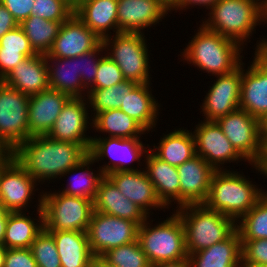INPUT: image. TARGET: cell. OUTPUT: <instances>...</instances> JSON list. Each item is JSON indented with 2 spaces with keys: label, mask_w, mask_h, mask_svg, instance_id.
Instances as JSON below:
<instances>
[{
  "label": "cell",
  "mask_w": 267,
  "mask_h": 267,
  "mask_svg": "<svg viewBox=\"0 0 267 267\" xmlns=\"http://www.w3.org/2000/svg\"><path fill=\"white\" fill-rule=\"evenodd\" d=\"M241 262L267 264V239L241 240Z\"/></svg>",
  "instance_id": "ee69618b"
},
{
  "label": "cell",
  "mask_w": 267,
  "mask_h": 267,
  "mask_svg": "<svg viewBox=\"0 0 267 267\" xmlns=\"http://www.w3.org/2000/svg\"><path fill=\"white\" fill-rule=\"evenodd\" d=\"M18 24L31 16L34 0H0Z\"/></svg>",
  "instance_id": "bcb514c9"
},
{
  "label": "cell",
  "mask_w": 267,
  "mask_h": 267,
  "mask_svg": "<svg viewBox=\"0 0 267 267\" xmlns=\"http://www.w3.org/2000/svg\"><path fill=\"white\" fill-rule=\"evenodd\" d=\"M38 185V182L13 158L1 172L0 202L9 212L28 210L27 207H30L33 200L32 196L39 190Z\"/></svg>",
  "instance_id": "e0dca14e"
},
{
  "label": "cell",
  "mask_w": 267,
  "mask_h": 267,
  "mask_svg": "<svg viewBox=\"0 0 267 267\" xmlns=\"http://www.w3.org/2000/svg\"><path fill=\"white\" fill-rule=\"evenodd\" d=\"M29 97L0 81V140L10 151L28 140Z\"/></svg>",
  "instance_id": "8fae6325"
},
{
  "label": "cell",
  "mask_w": 267,
  "mask_h": 267,
  "mask_svg": "<svg viewBox=\"0 0 267 267\" xmlns=\"http://www.w3.org/2000/svg\"><path fill=\"white\" fill-rule=\"evenodd\" d=\"M192 37L179 54L184 58L183 63L195 65L209 76L231 73L241 65L243 47L234 40L212 32L202 24Z\"/></svg>",
  "instance_id": "7a4b0ae2"
},
{
  "label": "cell",
  "mask_w": 267,
  "mask_h": 267,
  "mask_svg": "<svg viewBox=\"0 0 267 267\" xmlns=\"http://www.w3.org/2000/svg\"><path fill=\"white\" fill-rule=\"evenodd\" d=\"M242 174L234 169L215 171L204 205L237 222L265 192Z\"/></svg>",
  "instance_id": "277c9868"
},
{
  "label": "cell",
  "mask_w": 267,
  "mask_h": 267,
  "mask_svg": "<svg viewBox=\"0 0 267 267\" xmlns=\"http://www.w3.org/2000/svg\"><path fill=\"white\" fill-rule=\"evenodd\" d=\"M5 230H6V225H0V245H3Z\"/></svg>",
  "instance_id": "91938a15"
},
{
  "label": "cell",
  "mask_w": 267,
  "mask_h": 267,
  "mask_svg": "<svg viewBox=\"0 0 267 267\" xmlns=\"http://www.w3.org/2000/svg\"><path fill=\"white\" fill-rule=\"evenodd\" d=\"M1 81L28 96L47 90L49 83L45 55L36 54L27 57Z\"/></svg>",
  "instance_id": "cb8c5ba5"
},
{
  "label": "cell",
  "mask_w": 267,
  "mask_h": 267,
  "mask_svg": "<svg viewBox=\"0 0 267 267\" xmlns=\"http://www.w3.org/2000/svg\"><path fill=\"white\" fill-rule=\"evenodd\" d=\"M240 267H267V264H259L252 262H241Z\"/></svg>",
  "instance_id": "680465c9"
},
{
  "label": "cell",
  "mask_w": 267,
  "mask_h": 267,
  "mask_svg": "<svg viewBox=\"0 0 267 267\" xmlns=\"http://www.w3.org/2000/svg\"><path fill=\"white\" fill-rule=\"evenodd\" d=\"M93 128V129H92ZM104 133L107 137L142 138L148 132L133 118L120 109L107 110L97 113L92 118L90 130Z\"/></svg>",
  "instance_id": "836d02e7"
},
{
  "label": "cell",
  "mask_w": 267,
  "mask_h": 267,
  "mask_svg": "<svg viewBox=\"0 0 267 267\" xmlns=\"http://www.w3.org/2000/svg\"><path fill=\"white\" fill-rule=\"evenodd\" d=\"M7 248L4 245H0V267H4Z\"/></svg>",
  "instance_id": "9f6ffc18"
},
{
  "label": "cell",
  "mask_w": 267,
  "mask_h": 267,
  "mask_svg": "<svg viewBox=\"0 0 267 267\" xmlns=\"http://www.w3.org/2000/svg\"><path fill=\"white\" fill-rule=\"evenodd\" d=\"M95 160L88 154L77 165L70 168L67 172L63 173L61 178L71 175V180L67 182L66 187L59 192L74 197H81L85 199L95 200L99 183L104 177L102 171L98 169L96 172L92 169ZM91 165V166H90ZM94 171V172H93ZM78 172V173H76ZM68 174V175H67ZM76 174V175H75Z\"/></svg>",
  "instance_id": "d6a6232c"
},
{
  "label": "cell",
  "mask_w": 267,
  "mask_h": 267,
  "mask_svg": "<svg viewBox=\"0 0 267 267\" xmlns=\"http://www.w3.org/2000/svg\"><path fill=\"white\" fill-rule=\"evenodd\" d=\"M42 209L46 230L87 232L94 205L90 199L43 190Z\"/></svg>",
  "instance_id": "ba28073f"
},
{
  "label": "cell",
  "mask_w": 267,
  "mask_h": 267,
  "mask_svg": "<svg viewBox=\"0 0 267 267\" xmlns=\"http://www.w3.org/2000/svg\"><path fill=\"white\" fill-rule=\"evenodd\" d=\"M39 195L37 199L38 204H36L37 219L27 215L25 211L8 213L3 240V245L7 249L30 248L37 235L44 229V213L42 209L43 191Z\"/></svg>",
  "instance_id": "484cf974"
},
{
  "label": "cell",
  "mask_w": 267,
  "mask_h": 267,
  "mask_svg": "<svg viewBox=\"0 0 267 267\" xmlns=\"http://www.w3.org/2000/svg\"><path fill=\"white\" fill-rule=\"evenodd\" d=\"M8 213H9V211L0 202V225H6L7 224Z\"/></svg>",
  "instance_id": "f5cc1de1"
},
{
  "label": "cell",
  "mask_w": 267,
  "mask_h": 267,
  "mask_svg": "<svg viewBox=\"0 0 267 267\" xmlns=\"http://www.w3.org/2000/svg\"><path fill=\"white\" fill-rule=\"evenodd\" d=\"M260 135H267V114L259 120Z\"/></svg>",
  "instance_id": "db71d44e"
},
{
  "label": "cell",
  "mask_w": 267,
  "mask_h": 267,
  "mask_svg": "<svg viewBox=\"0 0 267 267\" xmlns=\"http://www.w3.org/2000/svg\"><path fill=\"white\" fill-rule=\"evenodd\" d=\"M94 267H110V266H106L100 259H95Z\"/></svg>",
  "instance_id": "6125c7cd"
},
{
  "label": "cell",
  "mask_w": 267,
  "mask_h": 267,
  "mask_svg": "<svg viewBox=\"0 0 267 267\" xmlns=\"http://www.w3.org/2000/svg\"><path fill=\"white\" fill-rule=\"evenodd\" d=\"M254 55L247 69L242 61L239 108L260 120L267 114V58Z\"/></svg>",
  "instance_id": "2e32d148"
},
{
  "label": "cell",
  "mask_w": 267,
  "mask_h": 267,
  "mask_svg": "<svg viewBox=\"0 0 267 267\" xmlns=\"http://www.w3.org/2000/svg\"><path fill=\"white\" fill-rule=\"evenodd\" d=\"M139 224L93 211L87 236L93 256L99 259L107 251L138 239Z\"/></svg>",
  "instance_id": "30bf717a"
},
{
  "label": "cell",
  "mask_w": 267,
  "mask_h": 267,
  "mask_svg": "<svg viewBox=\"0 0 267 267\" xmlns=\"http://www.w3.org/2000/svg\"><path fill=\"white\" fill-rule=\"evenodd\" d=\"M219 0H177L175 5L173 6V8L170 11H174L177 12L182 11V10H186L193 7L194 6H199V7H204L207 10H210Z\"/></svg>",
  "instance_id": "681fc988"
},
{
  "label": "cell",
  "mask_w": 267,
  "mask_h": 267,
  "mask_svg": "<svg viewBox=\"0 0 267 267\" xmlns=\"http://www.w3.org/2000/svg\"><path fill=\"white\" fill-rule=\"evenodd\" d=\"M152 83L138 84L126 96L120 110L138 122L147 132L155 130L161 105L154 98L151 89Z\"/></svg>",
  "instance_id": "4dcf8cb0"
},
{
  "label": "cell",
  "mask_w": 267,
  "mask_h": 267,
  "mask_svg": "<svg viewBox=\"0 0 267 267\" xmlns=\"http://www.w3.org/2000/svg\"><path fill=\"white\" fill-rule=\"evenodd\" d=\"M101 43L102 39L73 13L62 23L58 36L45 58H74L93 51Z\"/></svg>",
  "instance_id": "ac0fdd59"
},
{
  "label": "cell",
  "mask_w": 267,
  "mask_h": 267,
  "mask_svg": "<svg viewBox=\"0 0 267 267\" xmlns=\"http://www.w3.org/2000/svg\"><path fill=\"white\" fill-rule=\"evenodd\" d=\"M235 150L252 164L260 151L259 120L241 108L215 121Z\"/></svg>",
  "instance_id": "5bb4252c"
},
{
  "label": "cell",
  "mask_w": 267,
  "mask_h": 267,
  "mask_svg": "<svg viewBox=\"0 0 267 267\" xmlns=\"http://www.w3.org/2000/svg\"><path fill=\"white\" fill-rule=\"evenodd\" d=\"M88 108L86 98H70L47 136L56 141L80 144L89 153L92 136L86 132L92 127V117Z\"/></svg>",
  "instance_id": "4fadbf2b"
},
{
  "label": "cell",
  "mask_w": 267,
  "mask_h": 267,
  "mask_svg": "<svg viewBox=\"0 0 267 267\" xmlns=\"http://www.w3.org/2000/svg\"><path fill=\"white\" fill-rule=\"evenodd\" d=\"M93 205L94 211L137 222L139 225L149 217L140 207L127 199L107 176L99 183Z\"/></svg>",
  "instance_id": "d4e9b609"
},
{
  "label": "cell",
  "mask_w": 267,
  "mask_h": 267,
  "mask_svg": "<svg viewBox=\"0 0 267 267\" xmlns=\"http://www.w3.org/2000/svg\"><path fill=\"white\" fill-rule=\"evenodd\" d=\"M158 145V146H157ZM149 150L160 160L178 167L196 155L192 130L178 128L160 138L159 143Z\"/></svg>",
  "instance_id": "1f68e13d"
},
{
  "label": "cell",
  "mask_w": 267,
  "mask_h": 267,
  "mask_svg": "<svg viewBox=\"0 0 267 267\" xmlns=\"http://www.w3.org/2000/svg\"><path fill=\"white\" fill-rule=\"evenodd\" d=\"M34 51L23 29L18 26L0 38V81Z\"/></svg>",
  "instance_id": "e575fe53"
},
{
  "label": "cell",
  "mask_w": 267,
  "mask_h": 267,
  "mask_svg": "<svg viewBox=\"0 0 267 267\" xmlns=\"http://www.w3.org/2000/svg\"><path fill=\"white\" fill-rule=\"evenodd\" d=\"M74 13L70 0H34L31 15L49 20L66 21Z\"/></svg>",
  "instance_id": "60d3db41"
},
{
  "label": "cell",
  "mask_w": 267,
  "mask_h": 267,
  "mask_svg": "<svg viewBox=\"0 0 267 267\" xmlns=\"http://www.w3.org/2000/svg\"><path fill=\"white\" fill-rule=\"evenodd\" d=\"M19 24L12 16V14L6 9V7L0 2V38L7 32L18 27Z\"/></svg>",
  "instance_id": "c3c4849f"
},
{
  "label": "cell",
  "mask_w": 267,
  "mask_h": 267,
  "mask_svg": "<svg viewBox=\"0 0 267 267\" xmlns=\"http://www.w3.org/2000/svg\"><path fill=\"white\" fill-rule=\"evenodd\" d=\"M149 218L139 226L138 241L150 264L188 259L185 229L179 215L174 212L156 225Z\"/></svg>",
  "instance_id": "8992f818"
},
{
  "label": "cell",
  "mask_w": 267,
  "mask_h": 267,
  "mask_svg": "<svg viewBox=\"0 0 267 267\" xmlns=\"http://www.w3.org/2000/svg\"><path fill=\"white\" fill-rule=\"evenodd\" d=\"M189 267H240L241 239L236 230L226 240L188 255Z\"/></svg>",
  "instance_id": "f546056e"
},
{
  "label": "cell",
  "mask_w": 267,
  "mask_h": 267,
  "mask_svg": "<svg viewBox=\"0 0 267 267\" xmlns=\"http://www.w3.org/2000/svg\"><path fill=\"white\" fill-rule=\"evenodd\" d=\"M177 172L180 181V207L204 204L215 170L201 156L195 155L179 165Z\"/></svg>",
  "instance_id": "ffe728a7"
},
{
  "label": "cell",
  "mask_w": 267,
  "mask_h": 267,
  "mask_svg": "<svg viewBox=\"0 0 267 267\" xmlns=\"http://www.w3.org/2000/svg\"><path fill=\"white\" fill-rule=\"evenodd\" d=\"M236 230L241 240L267 239V195L265 193L236 222Z\"/></svg>",
  "instance_id": "74e56055"
},
{
  "label": "cell",
  "mask_w": 267,
  "mask_h": 267,
  "mask_svg": "<svg viewBox=\"0 0 267 267\" xmlns=\"http://www.w3.org/2000/svg\"><path fill=\"white\" fill-rule=\"evenodd\" d=\"M117 8L120 32L144 33L143 30L159 24L171 13L160 0H118Z\"/></svg>",
  "instance_id": "d6986e66"
},
{
  "label": "cell",
  "mask_w": 267,
  "mask_h": 267,
  "mask_svg": "<svg viewBox=\"0 0 267 267\" xmlns=\"http://www.w3.org/2000/svg\"><path fill=\"white\" fill-rule=\"evenodd\" d=\"M137 85L136 82L124 80L109 88L89 89L86 99L89 109H92L90 110L91 117L93 118L97 113L107 110L120 109L126 96L129 95Z\"/></svg>",
  "instance_id": "8d00e7d4"
},
{
  "label": "cell",
  "mask_w": 267,
  "mask_h": 267,
  "mask_svg": "<svg viewBox=\"0 0 267 267\" xmlns=\"http://www.w3.org/2000/svg\"><path fill=\"white\" fill-rule=\"evenodd\" d=\"M99 259L110 267H150L151 265L138 239L107 251Z\"/></svg>",
  "instance_id": "f35d334b"
},
{
  "label": "cell",
  "mask_w": 267,
  "mask_h": 267,
  "mask_svg": "<svg viewBox=\"0 0 267 267\" xmlns=\"http://www.w3.org/2000/svg\"><path fill=\"white\" fill-rule=\"evenodd\" d=\"M73 4H75L78 0H70Z\"/></svg>",
  "instance_id": "e7e4bbea"
},
{
  "label": "cell",
  "mask_w": 267,
  "mask_h": 267,
  "mask_svg": "<svg viewBox=\"0 0 267 267\" xmlns=\"http://www.w3.org/2000/svg\"><path fill=\"white\" fill-rule=\"evenodd\" d=\"M103 38L105 54L120 68L124 78L137 84L151 83L150 51L145 33L119 32ZM151 78V79H150Z\"/></svg>",
  "instance_id": "52a82bcc"
},
{
  "label": "cell",
  "mask_w": 267,
  "mask_h": 267,
  "mask_svg": "<svg viewBox=\"0 0 267 267\" xmlns=\"http://www.w3.org/2000/svg\"><path fill=\"white\" fill-rule=\"evenodd\" d=\"M216 78L200 106L204 121H216L239 108L242 63L233 72Z\"/></svg>",
  "instance_id": "9a60e30c"
},
{
  "label": "cell",
  "mask_w": 267,
  "mask_h": 267,
  "mask_svg": "<svg viewBox=\"0 0 267 267\" xmlns=\"http://www.w3.org/2000/svg\"><path fill=\"white\" fill-rule=\"evenodd\" d=\"M177 209V210H176ZM174 211L185 229L188 255L229 238L236 231V221L204 204L185 205Z\"/></svg>",
  "instance_id": "5b68a950"
},
{
  "label": "cell",
  "mask_w": 267,
  "mask_h": 267,
  "mask_svg": "<svg viewBox=\"0 0 267 267\" xmlns=\"http://www.w3.org/2000/svg\"><path fill=\"white\" fill-rule=\"evenodd\" d=\"M55 241L61 267H94L87 232L48 230Z\"/></svg>",
  "instance_id": "83f0119b"
},
{
  "label": "cell",
  "mask_w": 267,
  "mask_h": 267,
  "mask_svg": "<svg viewBox=\"0 0 267 267\" xmlns=\"http://www.w3.org/2000/svg\"><path fill=\"white\" fill-rule=\"evenodd\" d=\"M196 155L201 156L215 171L227 170L224 164L246 160L235 150L215 121H200L195 126Z\"/></svg>",
  "instance_id": "7c38bea8"
},
{
  "label": "cell",
  "mask_w": 267,
  "mask_h": 267,
  "mask_svg": "<svg viewBox=\"0 0 267 267\" xmlns=\"http://www.w3.org/2000/svg\"><path fill=\"white\" fill-rule=\"evenodd\" d=\"M30 249L38 267H61L54 238L45 228L37 235Z\"/></svg>",
  "instance_id": "ab89813d"
},
{
  "label": "cell",
  "mask_w": 267,
  "mask_h": 267,
  "mask_svg": "<svg viewBox=\"0 0 267 267\" xmlns=\"http://www.w3.org/2000/svg\"><path fill=\"white\" fill-rule=\"evenodd\" d=\"M70 98L69 95L51 88L30 96L28 139L32 136L47 135Z\"/></svg>",
  "instance_id": "7402d4cb"
},
{
  "label": "cell",
  "mask_w": 267,
  "mask_h": 267,
  "mask_svg": "<svg viewBox=\"0 0 267 267\" xmlns=\"http://www.w3.org/2000/svg\"><path fill=\"white\" fill-rule=\"evenodd\" d=\"M12 153L25 171L42 185L48 180L61 179L63 173L88 155L80 144L56 141L47 135L30 137Z\"/></svg>",
  "instance_id": "6da1fadb"
},
{
  "label": "cell",
  "mask_w": 267,
  "mask_h": 267,
  "mask_svg": "<svg viewBox=\"0 0 267 267\" xmlns=\"http://www.w3.org/2000/svg\"><path fill=\"white\" fill-rule=\"evenodd\" d=\"M104 51V45L101 43L93 51L78 56L79 74L82 78L83 86L87 91L94 85L97 67L103 56L102 54H105Z\"/></svg>",
  "instance_id": "7bdbcfd3"
},
{
  "label": "cell",
  "mask_w": 267,
  "mask_h": 267,
  "mask_svg": "<svg viewBox=\"0 0 267 267\" xmlns=\"http://www.w3.org/2000/svg\"><path fill=\"white\" fill-rule=\"evenodd\" d=\"M145 167L149 180L153 183L156 194L161 202L169 208L172 202L180 207V181L177 167L160 160L150 150L144 157ZM146 168V169H145Z\"/></svg>",
  "instance_id": "4316f807"
},
{
  "label": "cell",
  "mask_w": 267,
  "mask_h": 267,
  "mask_svg": "<svg viewBox=\"0 0 267 267\" xmlns=\"http://www.w3.org/2000/svg\"><path fill=\"white\" fill-rule=\"evenodd\" d=\"M150 267H189L188 259H181L178 261H166L151 264Z\"/></svg>",
  "instance_id": "f907efd6"
},
{
  "label": "cell",
  "mask_w": 267,
  "mask_h": 267,
  "mask_svg": "<svg viewBox=\"0 0 267 267\" xmlns=\"http://www.w3.org/2000/svg\"><path fill=\"white\" fill-rule=\"evenodd\" d=\"M13 153L10 151L1 161H0V176L2 169L13 159Z\"/></svg>",
  "instance_id": "11a10c76"
},
{
  "label": "cell",
  "mask_w": 267,
  "mask_h": 267,
  "mask_svg": "<svg viewBox=\"0 0 267 267\" xmlns=\"http://www.w3.org/2000/svg\"><path fill=\"white\" fill-rule=\"evenodd\" d=\"M160 1L164 3L171 10L177 0H160Z\"/></svg>",
  "instance_id": "94428289"
},
{
  "label": "cell",
  "mask_w": 267,
  "mask_h": 267,
  "mask_svg": "<svg viewBox=\"0 0 267 267\" xmlns=\"http://www.w3.org/2000/svg\"><path fill=\"white\" fill-rule=\"evenodd\" d=\"M107 177L127 199L140 207L148 216L153 214L150 210L168 209L158 198L154 185L144 169L111 172Z\"/></svg>",
  "instance_id": "44dd1931"
},
{
  "label": "cell",
  "mask_w": 267,
  "mask_h": 267,
  "mask_svg": "<svg viewBox=\"0 0 267 267\" xmlns=\"http://www.w3.org/2000/svg\"><path fill=\"white\" fill-rule=\"evenodd\" d=\"M262 176L267 175V135H260V151L256 160L250 164Z\"/></svg>",
  "instance_id": "7dc6e473"
},
{
  "label": "cell",
  "mask_w": 267,
  "mask_h": 267,
  "mask_svg": "<svg viewBox=\"0 0 267 267\" xmlns=\"http://www.w3.org/2000/svg\"><path fill=\"white\" fill-rule=\"evenodd\" d=\"M260 40H257V44L255 47V52L254 53H261L263 56L267 58V39L266 38H259Z\"/></svg>",
  "instance_id": "816d5d0a"
},
{
  "label": "cell",
  "mask_w": 267,
  "mask_h": 267,
  "mask_svg": "<svg viewBox=\"0 0 267 267\" xmlns=\"http://www.w3.org/2000/svg\"><path fill=\"white\" fill-rule=\"evenodd\" d=\"M4 267H38L30 248H10L6 251Z\"/></svg>",
  "instance_id": "f6af8a7d"
},
{
  "label": "cell",
  "mask_w": 267,
  "mask_h": 267,
  "mask_svg": "<svg viewBox=\"0 0 267 267\" xmlns=\"http://www.w3.org/2000/svg\"><path fill=\"white\" fill-rule=\"evenodd\" d=\"M64 21H49L35 15H31L19 26L23 29L31 46L37 54L47 55L54 40L58 36L59 29Z\"/></svg>",
  "instance_id": "d590c367"
},
{
  "label": "cell",
  "mask_w": 267,
  "mask_h": 267,
  "mask_svg": "<svg viewBox=\"0 0 267 267\" xmlns=\"http://www.w3.org/2000/svg\"><path fill=\"white\" fill-rule=\"evenodd\" d=\"M104 136V137H103ZM92 137L91 147L89 149V155L98 162L108 158V163L104 162V165L99 166L104 176H107L111 172L120 171H136L144 169L142 168L141 160L145 157L146 152L149 150V144L147 146L143 144L141 138H116L106 137L103 135ZM144 155V156H143ZM139 162L137 166L132 167V163ZM136 167V168H135ZM140 168V169H139Z\"/></svg>",
  "instance_id": "9c48e42d"
},
{
  "label": "cell",
  "mask_w": 267,
  "mask_h": 267,
  "mask_svg": "<svg viewBox=\"0 0 267 267\" xmlns=\"http://www.w3.org/2000/svg\"><path fill=\"white\" fill-rule=\"evenodd\" d=\"M208 12L202 25L243 48L251 41L256 26L266 23L264 0H219Z\"/></svg>",
  "instance_id": "3957f363"
},
{
  "label": "cell",
  "mask_w": 267,
  "mask_h": 267,
  "mask_svg": "<svg viewBox=\"0 0 267 267\" xmlns=\"http://www.w3.org/2000/svg\"><path fill=\"white\" fill-rule=\"evenodd\" d=\"M10 152V150L0 140V161Z\"/></svg>",
  "instance_id": "6f0895ef"
},
{
  "label": "cell",
  "mask_w": 267,
  "mask_h": 267,
  "mask_svg": "<svg viewBox=\"0 0 267 267\" xmlns=\"http://www.w3.org/2000/svg\"><path fill=\"white\" fill-rule=\"evenodd\" d=\"M265 20L267 24V0L265 1Z\"/></svg>",
  "instance_id": "be15d7a7"
},
{
  "label": "cell",
  "mask_w": 267,
  "mask_h": 267,
  "mask_svg": "<svg viewBox=\"0 0 267 267\" xmlns=\"http://www.w3.org/2000/svg\"><path fill=\"white\" fill-rule=\"evenodd\" d=\"M124 80L126 79L117 64L107 54H103L97 67L94 85L90 89L109 88Z\"/></svg>",
  "instance_id": "b9f144b4"
},
{
  "label": "cell",
  "mask_w": 267,
  "mask_h": 267,
  "mask_svg": "<svg viewBox=\"0 0 267 267\" xmlns=\"http://www.w3.org/2000/svg\"><path fill=\"white\" fill-rule=\"evenodd\" d=\"M118 0H78L74 13L99 38L119 33L117 21Z\"/></svg>",
  "instance_id": "603a6c76"
},
{
  "label": "cell",
  "mask_w": 267,
  "mask_h": 267,
  "mask_svg": "<svg viewBox=\"0 0 267 267\" xmlns=\"http://www.w3.org/2000/svg\"><path fill=\"white\" fill-rule=\"evenodd\" d=\"M49 88L69 95L71 98H86L79 74L78 56L74 58H46Z\"/></svg>",
  "instance_id": "f1b7e54d"
}]
</instances>
